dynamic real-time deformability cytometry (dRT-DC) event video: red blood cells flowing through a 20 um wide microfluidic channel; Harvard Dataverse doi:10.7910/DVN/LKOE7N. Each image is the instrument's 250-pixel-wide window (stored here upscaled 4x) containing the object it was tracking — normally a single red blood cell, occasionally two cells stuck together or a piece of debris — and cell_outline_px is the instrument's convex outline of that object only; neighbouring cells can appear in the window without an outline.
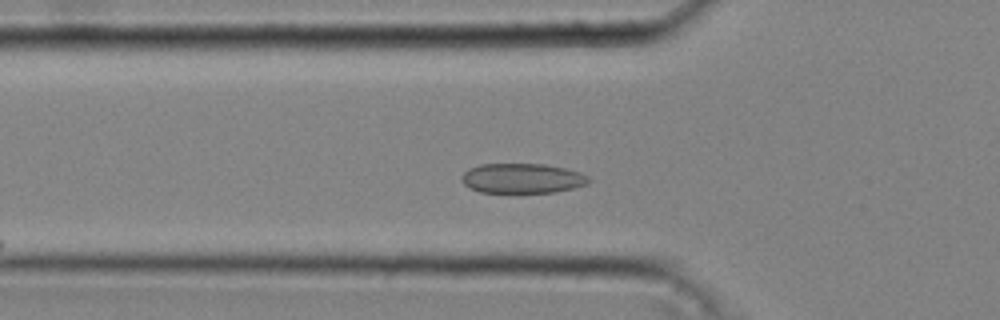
{"species": "common noctule bat (a hibernating species)", "species_latin": "Nyctalus noctula", "temperature_condition": "cold", "stored_images_in_passage": 23, "camera_frame_rate_fps": 3000, "um_per_image_px": 0.085, "animal": {"sex": "male", "body_mass_g": 20.4}, "frame": {"image": 1, "passage_image": 11, "time_ms": 3.333, "image_size_px": [1000, 320], "cell_outline_px": [[592, 180], [588, 184], [556, 192], [480, 192], [468, 188], [460, 180], [460, 176], [468, 168], [480, 164], [544, 164], [564, 168], [580, 172], [588, 176]], "centroid_in_image_um": [44.36, 15.15], "position_along_channel_um": 81.4, "area_um2": 22.25}}